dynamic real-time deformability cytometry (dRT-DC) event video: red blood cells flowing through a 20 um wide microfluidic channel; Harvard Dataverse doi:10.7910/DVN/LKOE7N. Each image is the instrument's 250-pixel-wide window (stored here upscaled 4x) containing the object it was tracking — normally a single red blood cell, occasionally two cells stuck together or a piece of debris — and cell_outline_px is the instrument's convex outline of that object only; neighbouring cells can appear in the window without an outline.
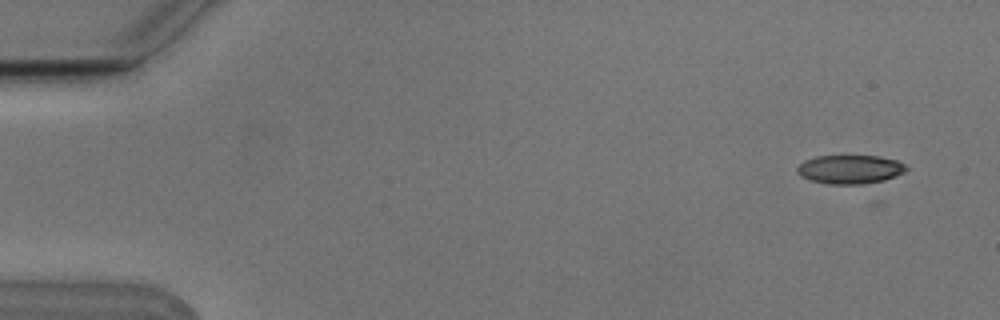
{"species": "Egyptian fruit bat (a non-hibernating species)", "species_latin": "Rousettus aegyptiacus", "temperature_condition": "cold", "stored_images_in_passage": 4, "camera_frame_rate_fps": 3000, "um_per_image_px": 0.085, "animal": {"sex": "male"}, "frame": {"image": 1, "passage_image": 1, "time_ms": 0.0, "image_size_px": [1000, 320], "cell_outline_px": [[908, 168], [904, 172], [876, 184], [828, 184], [808, 180], [800, 176], [796, 172], [796, 168], [804, 160], [816, 156], [880, 156], [896, 160], [904, 164]], "centroid_in_image_um": [72.24, 14.41], "position_along_channel_um": 12.8, "area_um2": 18.61}}